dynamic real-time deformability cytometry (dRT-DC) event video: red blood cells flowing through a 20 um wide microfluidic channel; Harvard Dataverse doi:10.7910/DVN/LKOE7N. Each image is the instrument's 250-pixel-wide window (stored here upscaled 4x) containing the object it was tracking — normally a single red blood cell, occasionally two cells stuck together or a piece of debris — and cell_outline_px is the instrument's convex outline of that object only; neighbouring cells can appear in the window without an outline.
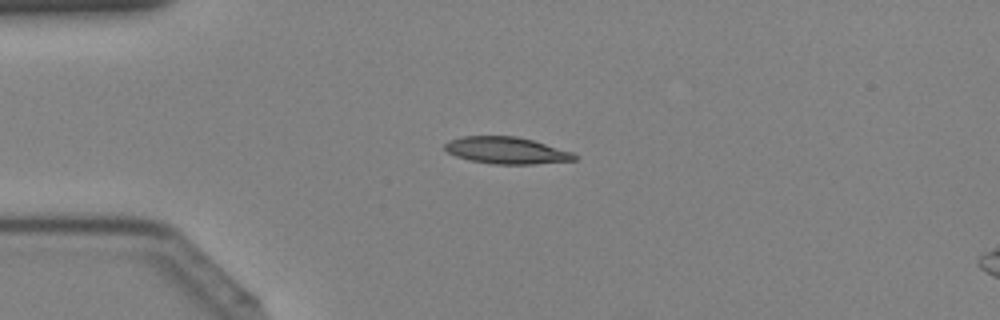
{"species": "Egyptian fruit bat (a non-hibernating species)", "species_latin": "Rousettus aegyptiacus", "temperature_condition": "cold", "stored_images_in_passage": 43, "camera_frame_rate_fps": 3000, "um_per_image_px": 0.085, "animal": {"sex": "female"}, "frame": {"image": 1, "passage_image": 11, "time_ms": 3.333, "image_size_px": [1000, 320], "cell_outline_px": [[580, 156], [576, 160], [536, 164], [492, 164], [468, 160], [456, 156], [448, 152], [444, 148], [444, 144], [452, 140], [464, 136], [516, 136], [532, 140], [572, 152]], "centroid_in_image_um": [43.08, 12.8], "position_along_channel_um": 41.9, "area_um2": 20.23}}
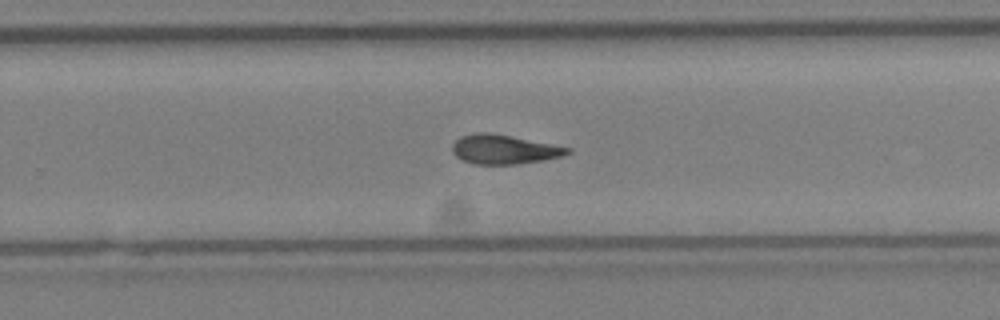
{"frame": {"image": 2, "passage_image": 28, "time_ms": 9.0, "image_size_px": [1000, 320], "cell_outline_px": [[572, 152], [560, 156], [544, 160], [516, 164], [476, 164], [464, 160], [456, 156], [452, 152], [452, 144], [460, 136], [476, 132], [488, 132], [572, 148]], "centroid_in_image_um": [42.82, 12.69], "position_along_channel_um": 287.0, "area_um2": 19.42}}
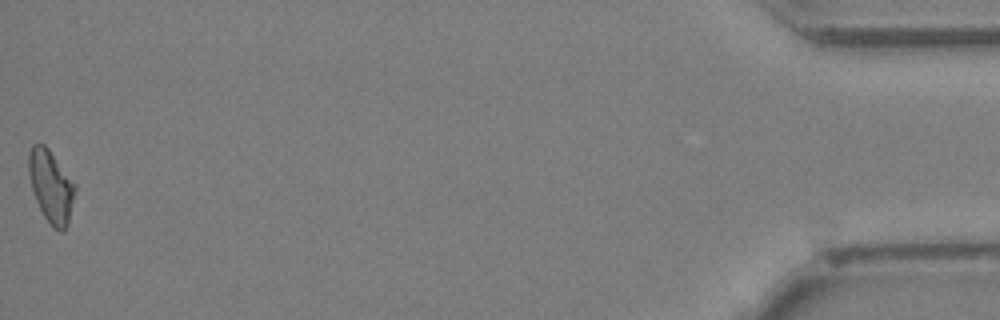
{"frame": {"image": 3, "passage_image": 43, "time_ms": 14.0, "image_size_px": [1000, 320], "cell_outline_px": [[76, 188], [68, 224], [64, 232], [60, 232], [52, 228], [44, 216], [36, 200], [32, 188], [28, 172], [28, 152], [32, 144], [44, 144], [48, 148], [76, 184]], "centroid_in_image_um": [4.34, 15.85], "position_along_channel_um": 430.9, "area_um2": 19.59}}